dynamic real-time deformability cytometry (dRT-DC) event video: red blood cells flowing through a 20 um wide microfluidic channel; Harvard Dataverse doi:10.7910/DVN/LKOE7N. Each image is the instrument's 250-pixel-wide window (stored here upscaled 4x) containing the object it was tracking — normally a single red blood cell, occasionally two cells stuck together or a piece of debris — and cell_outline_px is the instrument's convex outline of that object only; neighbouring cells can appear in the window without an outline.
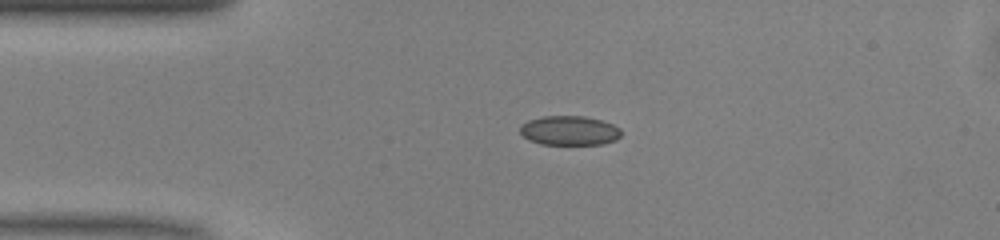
{"species": "common noctule bat (a hibernating species)", "species_latin": "Nyctalus noctula", "temperature_condition": "warm", "stored_images_in_passage": 40, "camera_frame_rate_fps": 3000, "um_per_image_px": 0.085, "animal": {"sex": "male", "body_mass_g": 13.0, "forearm_length_mm": 53.1}, "frame": {"image": 1, "passage_image": 1, "time_ms": 0.0, "image_size_px": [1000, 240], "cell_outline_px": [[620, 136], [616, 140], [604, 144], [540, 144], [528, 140], [520, 132], [520, 124], [528, 120], [544, 116], [584, 116], [600, 120], [612, 124], [620, 128]], "centroid_in_image_um": [48.38, 11.1], "position_along_channel_um": 36.6, "area_um2": 17.34}}
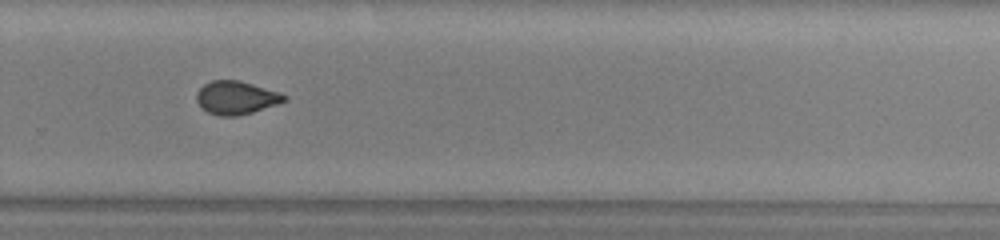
{"frame": {"image": 2, "passage_image": 23, "time_ms": 7.333, "image_size_px": [1000, 240], "cell_outline_px": [[288, 100], [252, 112], [236, 116], [220, 116], [208, 112], [196, 100], [196, 92], [204, 84], [212, 80], [240, 80], [280, 92], [288, 96]], "centroid_in_image_um": [20.09, 8.29], "position_along_channel_um": 309.7, "area_um2": 16.94}}
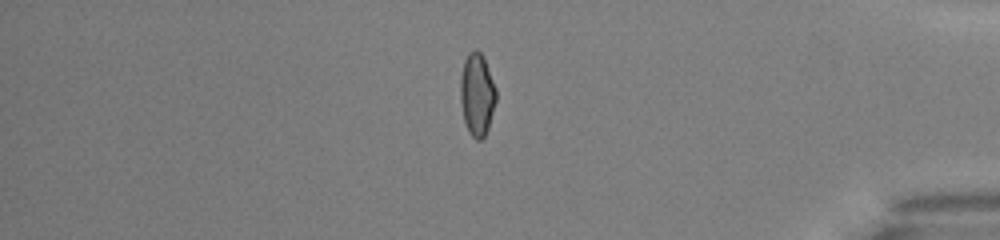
{"frame": {"image": 3, "passage_image": 32, "time_ms": 10.333, "image_size_px": [1000, 240], "cell_outline_px": [[496, 100], [488, 128], [484, 136], [480, 140], [476, 140], [468, 132], [464, 120], [460, 100], [460, 76], [464, 60], [468, 52], [476, 48], [484, 56], [496, 88]], "centroid_in_image_um": [40.54, 7.99], "position_along_channel_um": 394.7, "area_um2": 17.4}, "authors_computed_cell_mechanics": {"area_um2": 17.2822, "velocity_mm_per_s": 4.0957, "shape_relaxation_time_tau1_ms": 6.7114, "shape_relaxation_time_tau2_ms": 1.0636, "deformation_change_tau1": 0.1257, "deformation_change_tau2": 0.0472}}